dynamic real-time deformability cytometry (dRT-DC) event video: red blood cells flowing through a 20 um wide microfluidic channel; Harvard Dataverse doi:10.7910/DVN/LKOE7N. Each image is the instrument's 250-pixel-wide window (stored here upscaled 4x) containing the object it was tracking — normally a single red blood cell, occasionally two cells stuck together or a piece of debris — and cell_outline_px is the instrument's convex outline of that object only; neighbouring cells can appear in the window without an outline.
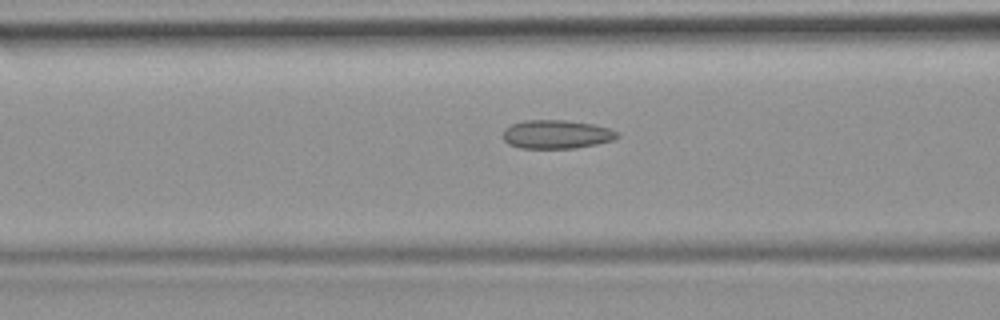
{"species": "common noctule bat (a hibernating species)", "species_latin": "Nyctalus noctula", "temperature_condition": "room temperature", "stored_images_in_passage": 35, "camera_frame_rate_fps": 3000, "um_per_image_px": 0.085, "animal": {"sex": "female", "body_mass_g": 19.9}, "frame": {"image": 1, "passage_image": 11, "time_ms": 3.333, "image_size_px": [1000, 320], "cell_outline_px": [[620, 136], [612, 140], [596, 144], [576, 148], [520, 148], [508, 144], [504, 140], [504, 128], [512, 124], [524, 120], [564, 120], [592, 124], [608, 128], [620, 132]], "centroid_in_image_um": [47.3, 11.42], "position_along_channel_um": 119.3, "area_um2": 19.07}}
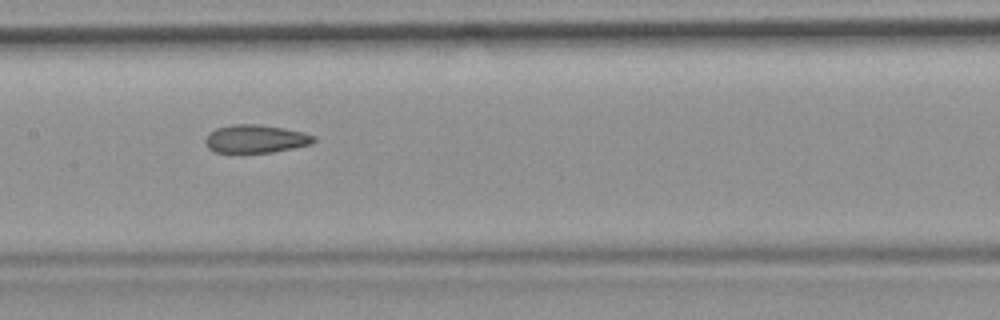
{"frame": {"image": 2, "passage_image": 16, "time_ms": 5.0, "image_size_px": [1000, 320], "cell_outline_px": [[316, 140], [312, 144], [272, 152], [216, 152], [208, 148], [204, 144], [204, 140], [216, 128], [232, 124], [256, 124], [284, 128], [304, 132], [316, 136]], "centroid_in_image_um": [21.75, 11.79], "position_along_channel_um": 185.6, "area_um2": 17.69}, "authors_computed_cell_mechanics": {"area_um2": 18.3804, "velocity_mm_per_s": 3.9897, "shape_relaxation_time_tau1_ms": null, "shape_relaxation_time_tau2_ms": 1.8622, "deformation_change_tau1": null, "deformation_change_tau2": 0.0875}}